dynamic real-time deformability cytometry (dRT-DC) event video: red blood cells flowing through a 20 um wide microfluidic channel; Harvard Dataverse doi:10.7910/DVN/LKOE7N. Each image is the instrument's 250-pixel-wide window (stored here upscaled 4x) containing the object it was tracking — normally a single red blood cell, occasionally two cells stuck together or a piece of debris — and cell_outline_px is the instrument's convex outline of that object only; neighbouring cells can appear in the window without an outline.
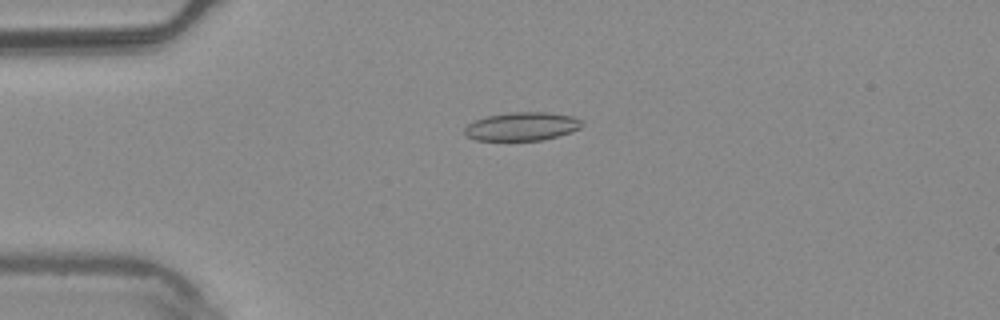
{"species": "common noctule bat (a hibernating species)", "species_latin": "Nyctalus noctula", "temperature_condition": "warm", "stored_images_in_passage": 6, "camera_frame_rate_fps": 3000, "um_per_image_px": 0.085, "animal": {"sex": "male", "body_mass_g": 20.4}, "frame": {"image": 1, "passage_image": 4, "time_ms": 1.0, "image_size_px": [1000, 320], "cell_outline_px": [[584, 124], [580, 128], [544, 140], [476, 140], [464, 136], [464, 128], [468, 124], [484, 116], [508, 112], [548, 112], [572, 116], [580, 120]], "centroid_in_image_um": [44.32, 10.74], "position_along_channel_um": 40.7, "area_um2": 19.48}}